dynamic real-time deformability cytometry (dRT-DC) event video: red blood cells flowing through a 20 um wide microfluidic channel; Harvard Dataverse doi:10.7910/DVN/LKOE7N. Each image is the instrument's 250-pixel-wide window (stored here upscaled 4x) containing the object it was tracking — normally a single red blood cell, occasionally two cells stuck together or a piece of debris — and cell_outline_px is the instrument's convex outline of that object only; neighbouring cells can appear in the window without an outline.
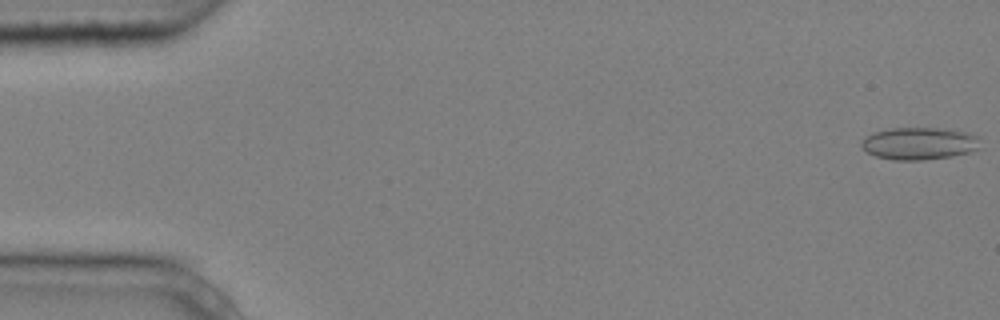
{"species": "common noctule bat (a hibernating species)", "species_latin": "Nyctalus noctula", "temperature_condition": "cold", "stored_images_in_passage": 5, "camera_frame_rate_fps": 3000, "um_per_image_px": 0.085, "animal": {"sex": "male", "body_mass_g": 20.4}, "frame": {"image": 1, "passage_image": 1, "time_ms": 0.0, "image_size_px": [1000, 320], "cell_outline_px": [[980, 136], [976, 148], [972, 152], [952, 156], [924, 160], [892, 160], [876, 156], [868, 152], [860, 144], [860, 140], [864, 136], [876, 132], [892, 128], [952, 128], [968, 132]], "centroid_in_image_um": [78.15, 12.18], "position_along_channel_um": 6.9, "area_um2": 22.6}}
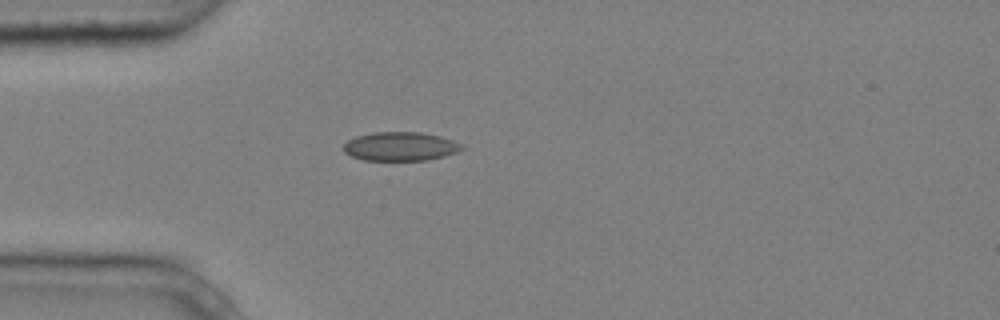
{"frame": {"image": 2, "passage_image": 4, "time_ms": 1.0, "image_size_px": [1000, 320], "cell_outline_px": [[464, 148], [456, 152], [444, 156], [428, 160], [364, 160], [352, 156], [344, 152], [344, 144], [348, 140], [356, 136], [376, 132], [420, 132], [440, 136], [464, 144]], "centroid_in_image_um": [34.05, 12.44], "position_along_channel_um": 51.0, "area_um2": 19.83}}